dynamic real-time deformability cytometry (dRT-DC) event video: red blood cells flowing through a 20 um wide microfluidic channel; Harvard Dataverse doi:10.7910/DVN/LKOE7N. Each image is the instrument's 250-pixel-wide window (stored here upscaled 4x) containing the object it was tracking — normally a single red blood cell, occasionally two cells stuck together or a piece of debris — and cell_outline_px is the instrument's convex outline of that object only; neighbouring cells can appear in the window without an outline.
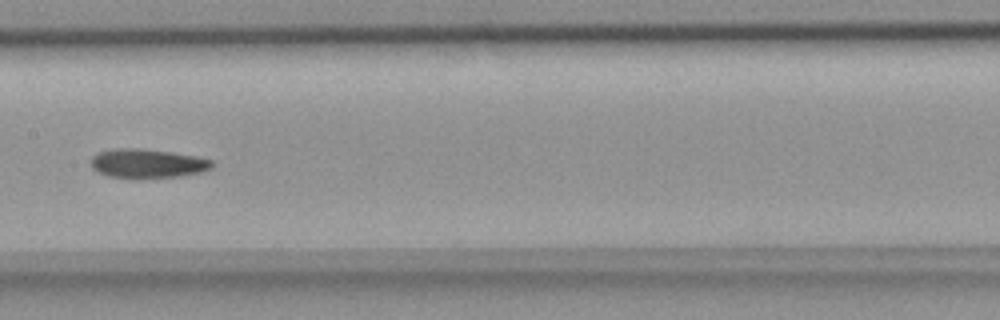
{"species": "common noctule bat (a hibernating species)", "species_latin": "Nyctalus noctula", "temperature_condition": "room temperature", "stored_images_in_passage": 7, "camera_frame_rate_fps": 3000, "um_per_image_px": 0.085, "animal": {"sex": "female", "body_mass_g": 18.4}, "frame": {"image": 1, "passage_image": 7, "time_ms": 2.0, "image_size_px": [1000, 320], "cell_outline_px": [[212, 168], [200, 172], [180, 176], [136, 180], [132, 180], [108, 176], [92, 168], [92, 156], [96, 152], [116, 148], [140, 148], [172, 152], [196, 156], [212, 160]], "centroid_in_image_um": [12.5, 13.91], "position_along_channel_um": 194.9, "area_um2": 20.98}}